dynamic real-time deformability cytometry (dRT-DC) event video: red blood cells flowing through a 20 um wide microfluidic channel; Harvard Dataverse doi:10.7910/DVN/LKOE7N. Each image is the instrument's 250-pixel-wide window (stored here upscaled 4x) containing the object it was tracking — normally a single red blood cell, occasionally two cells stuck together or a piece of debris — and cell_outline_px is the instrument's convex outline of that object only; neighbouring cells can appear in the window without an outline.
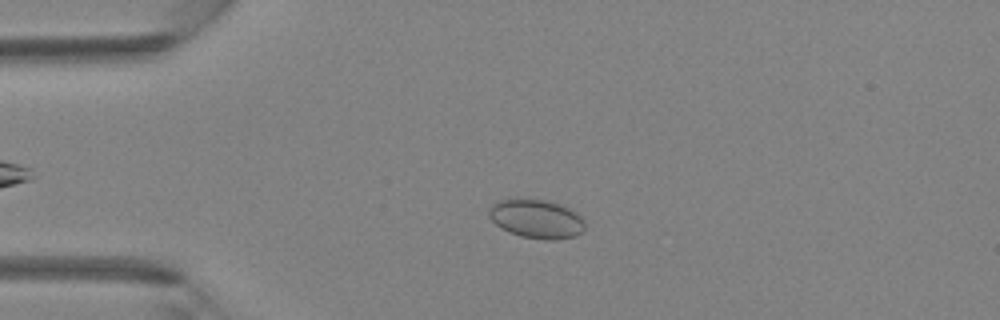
{"species": "Egyptian fruit bat (a non-hibernating species)", "species_latin": "Rousettus aegyptiacus", "temperature_condition": "room temperature", "stored_images_in_passage": 24, "camera_frame_rate_fps": 3000, "um_per_image_px": 0.085, "animal": {"sex": "female"}, "frame": {"image": 1, "passage_image": 10, "time_ms": 3.0, "image_size_px": [1000, 320], "cell_outline_px": [[584, 228], [576, 236], [556, 240], [544, 240], [520, 236], [508, 232], [500, 228], [488, 216], [488, 208], [496, 200], [516, 196], [548, 200], [560, 204], [576, 212], [584, 220]], "centroid_in_image_um": [45.53, 18.56], "position_along_channel_um": 39.5, "area_um2": 22.48}}
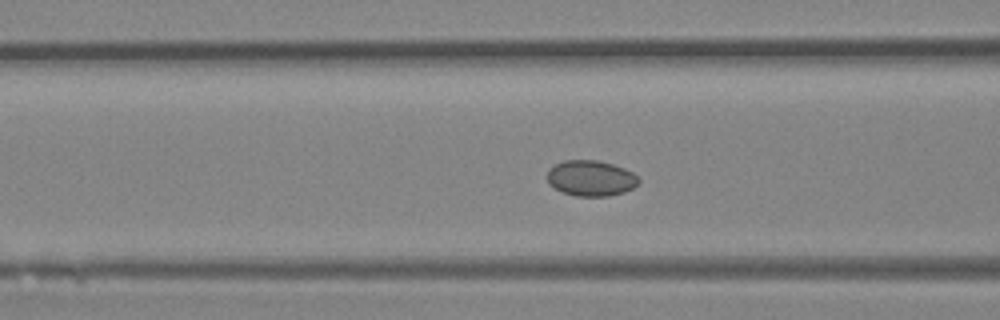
{"frame": {"image": 2, "passage_image": 17, "time_ms": 5.333, "image_size_px": [1000, 320], "cell_outline_px": [[640, 180], [632, 188], [624, 192], [608, 196], [576, 196], [564, 192], [548, 184], [548, 172], [556, 164], [564, 160], [596, 160], [612, 164], [624, 168], [640, 176]], "centroid_in_image_um": [50.25, 15.15], "position_along_channel_um": 116.3, "area_um2": 18.84}}
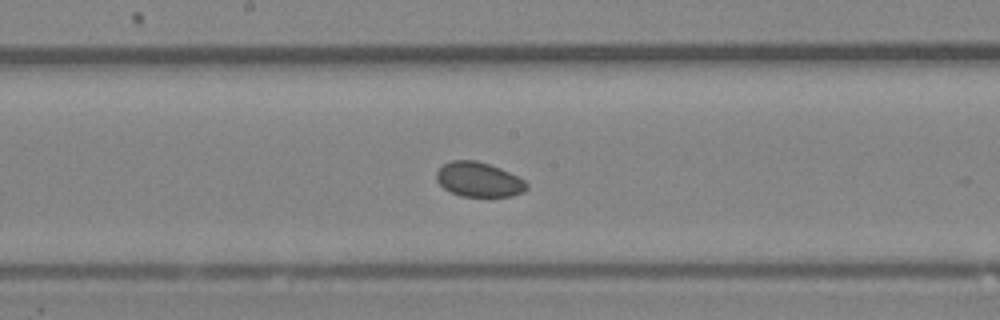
{"frame": {"image": 3, "passage_image": 23, "time_ms": 7.333, "image_size_px": [1000, 320], "cell_outline_px": [[528, 188], [524, 192], [512, 196], [460, 196], [444, 188], [436, 180], [436, 172], [444, 164], [452, 160], [476, 160], [500, 168], [524, 180], [528, 184]], "centroid_in_image_um": [40.7, 15.26], "position_along_channel_um": 207.5, "area_um2": 18.09}}